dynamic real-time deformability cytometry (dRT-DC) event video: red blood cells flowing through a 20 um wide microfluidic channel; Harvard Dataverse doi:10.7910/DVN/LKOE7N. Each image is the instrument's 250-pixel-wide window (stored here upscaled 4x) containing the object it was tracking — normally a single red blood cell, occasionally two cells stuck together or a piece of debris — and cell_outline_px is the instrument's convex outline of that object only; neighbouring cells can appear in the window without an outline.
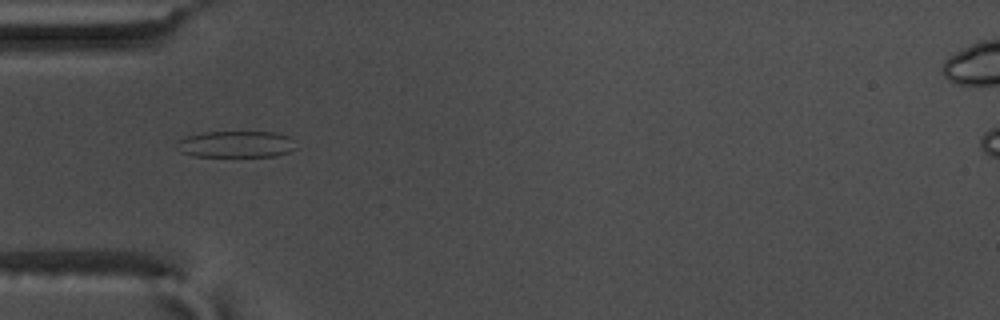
{"species": "common noctule bat (a hibernating species)", "species_latin": "Nyctalus noctula", "temperature_condition": "warm", "stored_images_in_passage": 56, "camera_frame_rate_fps": 3000, "um_per_image_px": 0.085, "animal": {"sex": "male", "body_mass_g": 17.5, "forearm_length_mm": 52.3}, "frame": {"image": 1, "passage_image": 18, "time_ms": 5.667, "image_size_px": [1000, 320], "cell_outline_px": [[296, 148], [288, 152], [276, 156], [192, 156], [180, 152], [180, 140], [188, 136], [204, 132], [276, 132], [288, 136]], "centroid_in_image_um": [20.1, 12.26], "position_along_channel_um": 64.9, "area_um2": 18.09}}
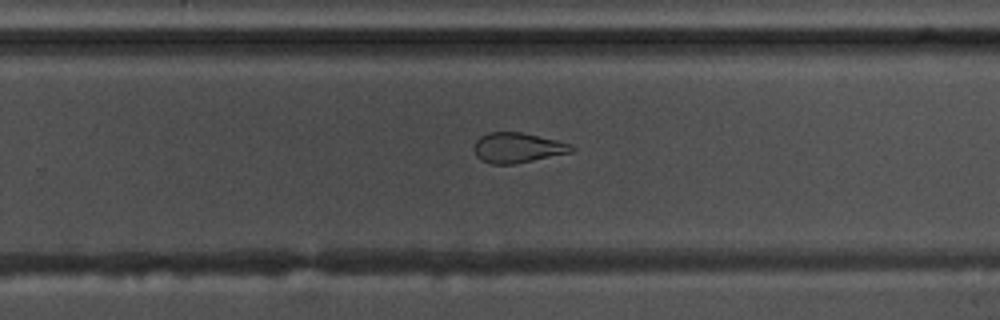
{"frame": {"image": 2, "passage_image": 36, "time_ms": 11.667, "image_size_px": [1000, 320], "cell_outline_px": [[576, 148], [572, 152], [516, 164], [492, 164], [480, 160], [476, 156], [472, 148], [476, 140], [480, 136], [488, 132], [520, 132], [556, 140], [572, 144]], "centroid_in_image_um": [43.97, 12.56], "position_along_channel_um": 285.8, "area_um2": 17.28}}
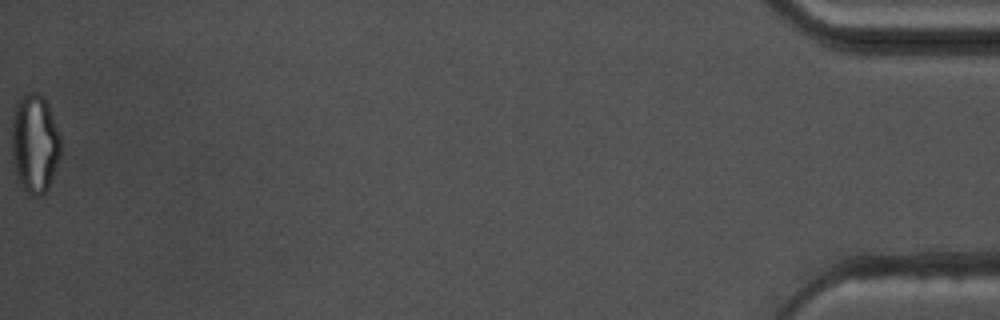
{"frame": {"image": 3, "passage_image": 56, "time_ms": 18.333, "image_size_px": [1000, 320], "cell_outline_px": [[60, 156], [48, 188], [40, 196], [32, 196], [20, 184], [16, 176], [12, 160], [12, 112], [16, 104], [28, 92], [40, 92], [44, 96], [60, 132]], "centroid_in_image_um": [2.95, 12.18], "position_along_channel_um": 432.3, "area_um2": 28.38}, "authors_computed_cell_mechanics": {"area_um2": 21.4438, "velocity_mm_per_s": 3.7024, "shape_relaxation_time_tau1_ms": null, "shape_relaxation_time_tau2_ms": 1.9877, "deformation_change_tau1": null, "deformation_change_tau2": 0.0984}}